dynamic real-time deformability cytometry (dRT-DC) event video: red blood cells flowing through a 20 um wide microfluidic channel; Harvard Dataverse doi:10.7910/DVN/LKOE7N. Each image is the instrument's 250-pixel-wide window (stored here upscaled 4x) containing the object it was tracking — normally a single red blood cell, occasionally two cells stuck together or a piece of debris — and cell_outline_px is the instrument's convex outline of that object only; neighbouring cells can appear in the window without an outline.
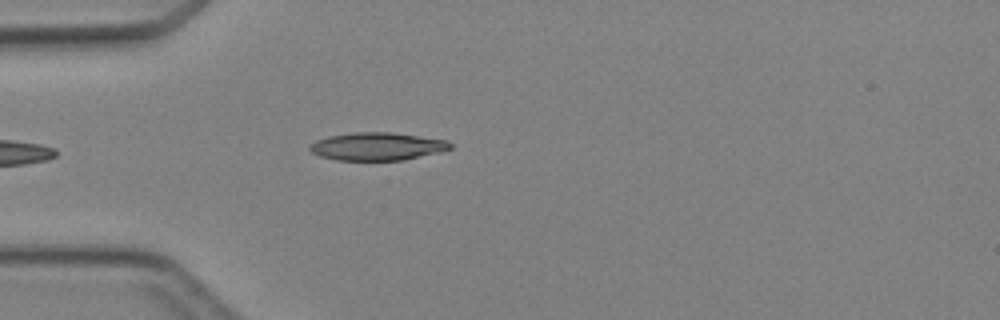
{"species": "Egyptian fruit bat (a non-hibernating species)", "species_latin": "Rousettus aegyptiacus", "temperature_condition": "cold", "stored_images_in_passage": 3, "camera_frame_rate_fps": 3000, "um_per_image_px": 0.085, "animal": {"sex": "female"}, "frame": {"image": 1, "passage_image": 3, "time_ms": 3.0, "image_size_px": [1000, 320], "cell_outline_px": [[452, 148], [444, 152], [404, 160], [336, 160], [320, 156], [312, 152], [308, 148], [316, 140], [328, 136], [352, 132], [388, 132], [448, 140], [452, 144]], "centroid_in_image_um": [32.1, 12.45], "position_along_channel_um": 52.9, "area_um2": 22.95}}